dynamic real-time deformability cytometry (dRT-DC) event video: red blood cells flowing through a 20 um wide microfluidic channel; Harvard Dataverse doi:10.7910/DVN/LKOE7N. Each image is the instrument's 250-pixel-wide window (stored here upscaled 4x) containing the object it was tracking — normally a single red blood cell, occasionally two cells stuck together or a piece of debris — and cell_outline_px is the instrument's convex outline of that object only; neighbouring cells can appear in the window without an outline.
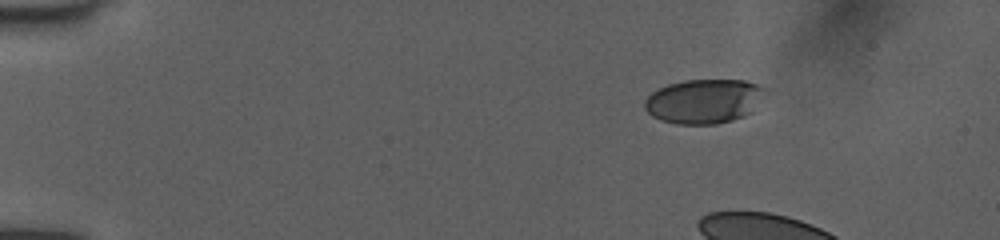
{"species": "human", "species_latin": "Homo sapiens", "temperature_condition": "room temperature", "stored_images_in_passage": 9, "camera_frame_rate_fps": 3000, "um_per_image_px": 0.085, "donor": {"sex": "female"}, "frame": {"image": 1, "passage_image": 1, "time_ms": 0.0, "image_size_px": [1000, 240], "cell_outline_px": [[764, 88], [752, 112], [744, 116], [732, 120], [716, 124], [676, 124], [660, 120], [652, 116], [644, 108], [644, 100], [652, 92], [668, 84], [684, 80], [744, 80], [756, 84]], "centroid_in_image_um": [59.77, 8.61], "position_along_channel_um": 25.2, "area_um2": 30.87}}